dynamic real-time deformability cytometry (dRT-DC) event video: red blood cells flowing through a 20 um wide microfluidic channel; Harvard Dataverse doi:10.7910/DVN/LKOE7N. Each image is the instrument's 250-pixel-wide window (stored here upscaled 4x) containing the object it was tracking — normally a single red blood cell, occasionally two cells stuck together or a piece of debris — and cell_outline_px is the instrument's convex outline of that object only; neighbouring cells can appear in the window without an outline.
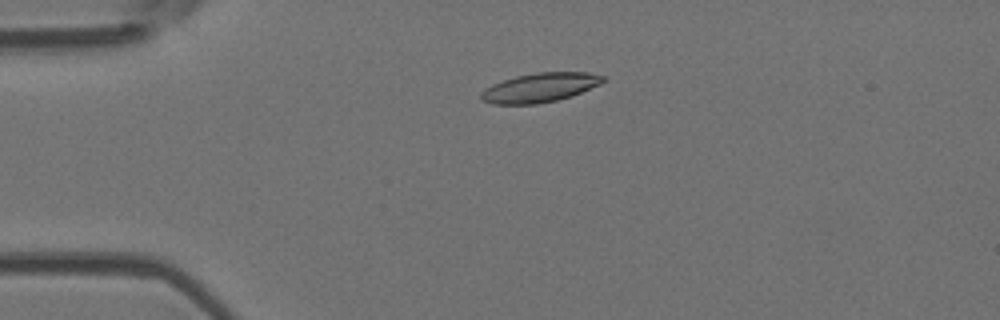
{"species": "Egyptian fruit bat (a non-hibernating species)", "species_latin": "Rousettus aegyptiacus", "temperature_condition": "room temperature", "stored_images_in_passage": 4, "camera_frame_rate_fps": 3000, "um_per_image_px": 0.085, "animal": {"sex": "female"}, "frame": {"image": 1, "passage_image": 4, "time_ms": 3.333, "image_size_px": [1000, 320], "cell_outline_px": [[608, 80], [600, 84], [572, 96], [556, 100], [536, 104], [492, 104], [480, 100], [480, 92], [484, 88], [492, 84], [516, 76], [536, 72], [588, 72], [604, 76]], "centroid_in_image_um": [45.88, 7.44], "position_along_channel_um": 39.1, "area_um2": 20.92}}